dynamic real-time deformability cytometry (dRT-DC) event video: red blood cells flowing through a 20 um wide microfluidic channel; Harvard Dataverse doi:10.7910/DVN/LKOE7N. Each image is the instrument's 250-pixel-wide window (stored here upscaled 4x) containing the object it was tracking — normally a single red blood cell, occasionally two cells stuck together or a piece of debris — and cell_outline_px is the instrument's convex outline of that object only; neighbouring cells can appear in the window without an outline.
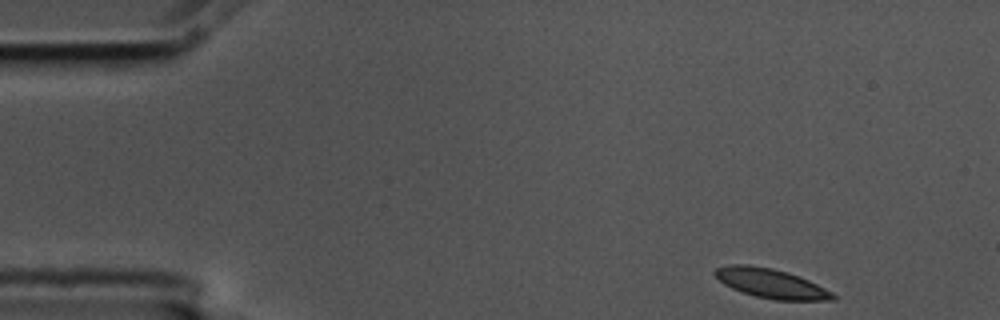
{"species": "common noctule bat (a hibernating species)", "species_latin": "Nyctalus noctula", "temperature_condition": "cold", "stored_images_in_passage": 5, "camera_frame_rate_fps": 3000, "um_per_image_px": 0.085, "animal": {"sex": "male", "body_mass_g": 17.5, "forearm_length_mm": 52.3}, "frame": {"image": 1, "passage_image": 1, "time_ms": 0.0, "image_size_px": [1000, 320], "cell_outline_px": [[836, 300], [776, 300], [756, 296], [732, 288], [724, 284], [712, 272], [716, 268], [732, 264], [748, 264], [772, 268], [788, 272], [800, 276], [832, 292], [836, 296]], "centroid_in_image_um": [65.54, 24.08], "position_along_channel_um": 19.5, "area_um2": 20.06}}
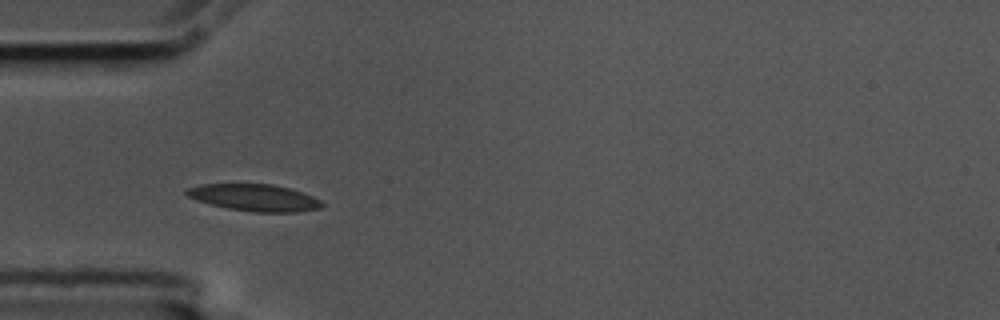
{"frame": {"image": 2, "passage_image": 4, "time_ms": 1.0, "image_size_px": [1000, 320], "cell_outline_px": [[324, 204], [320, 208], [296, 212], [252, 212], [228, 208], [212, 204], [188, 196], [184, 192], [188, 188], [200, 184], [272, 184], [288, 188], [312, 196], [320, 200]], "centroid_in_image_um": [21.64, 16.8], "position_along_channel_um": 63.4, "area_um2": 20.87}}